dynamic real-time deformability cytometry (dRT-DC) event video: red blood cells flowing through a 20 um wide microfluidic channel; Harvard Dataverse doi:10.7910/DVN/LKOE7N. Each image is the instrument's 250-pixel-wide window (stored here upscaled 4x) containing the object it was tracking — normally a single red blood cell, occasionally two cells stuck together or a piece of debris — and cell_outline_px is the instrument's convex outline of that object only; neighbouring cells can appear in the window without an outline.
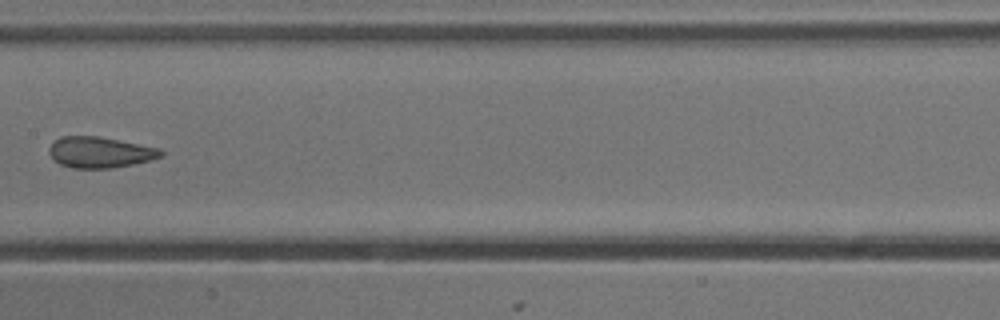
{"species": "common noctule bat (a hibernating species)", "species_latin": "Nyctalus noctula", "temperature_condition": "cold", "stored_images_in_passage": 13, "camera_frame_rate_fps": 3000, "um_per_image_px": 0.085, "animal": {"sex": "male", "body_mass_g": 13.3}, "frame": {"image": 1, "passage_image": 6, "time_ms": 1.667, "image_size_px": [1000, 320], "cell_outline_px": [[164, 156], [132, 164], [112, 168], [76, 168], [60, 164], [48, 152], [48, 148], [60, 136], [100, 136], [160, 148], [164, 152]], "centroid_in_image_um": [8.52, 12.93], "position_along_channel_um": 198.9, "area_um2": 20.06}}
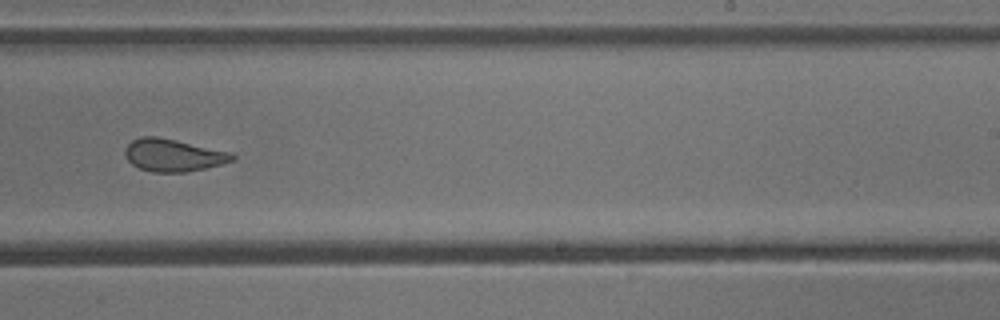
{"frame": {"image": 2, "passage_image": 8, "time_ms": 2.333, "image_size_px": [1000, 320], "cell_outline_px": [[236, 160], [188, 172], [152, 172], [140, 168], [132, 164], [124, 156], [124, 148], [132, 140], [140, 136], [156, 136], [176, 140], [232, 152], [236, 156]], "centroid_in_image_um": [14.72, 13.18], "position_along_channel_um": 274.3, "area_um2": 20.4}}
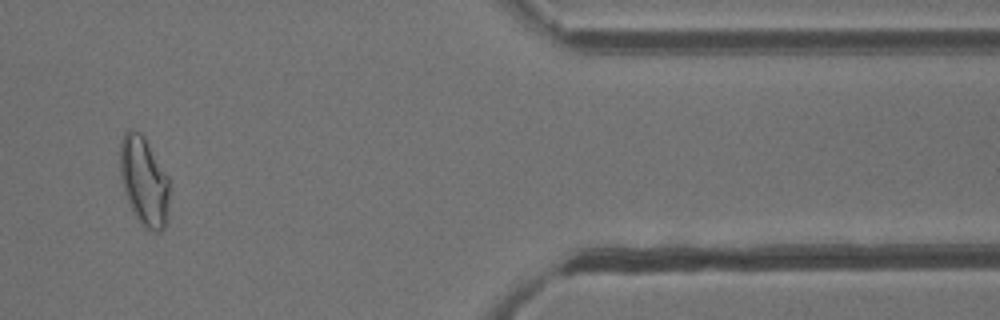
{"frame": {"image": 3, "passage_image": 11, "time_ms": 3.333, "image_size_px": [1000, 320], "cell_outline_px": [[168, 196], [164, 228], [160, 232], [152, 232], [144, 228], [136, 216], [124, 192], [120, 176], [120, 140], [124, 132], [128, 128], [132, 128], [140, 132], [144, 136], [168, 176]], "centroid_in_image_um": [12.21, 15.35], "position_along_channel_um": 399.2, "area_um2": 25.49}}